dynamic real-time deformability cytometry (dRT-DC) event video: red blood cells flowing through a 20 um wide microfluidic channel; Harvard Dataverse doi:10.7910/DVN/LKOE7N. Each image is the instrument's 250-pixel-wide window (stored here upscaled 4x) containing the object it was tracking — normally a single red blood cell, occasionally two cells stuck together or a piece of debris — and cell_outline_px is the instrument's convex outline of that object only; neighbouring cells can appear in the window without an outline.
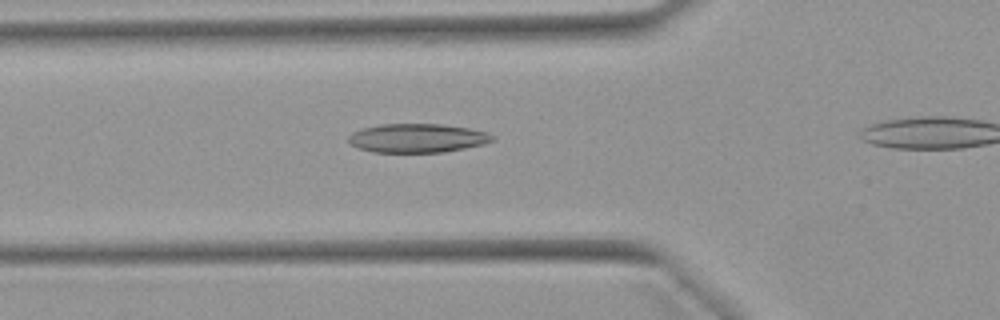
{"species": "Egyptian fruit bat (a non-hibernating species)", "species_latin": "Rousettus aegyptiacus", "temperature_condition": "warm", "stored_images_in_passage": 31, "camera_frame_rate_fps": 3000, "um_per_image_px": 0.085, "animal": {"sex": "female"}, "frame": {"image": 1, "passage_image": 8, "time_ms": 2.333, "image_size_px": [1000, 320], "cell_outline_px": [[496, 136], [492, 140], [484, 144], [444, 152], [372, 152], [356, 148], [348, 144], [348, 136], [352, 132], [360, 128], [380, 124], [440, 124], [468, 128], [488, 132]], "centroid_in_image_um": [35.42, 11.74], "position_along_channel_um": 90.4, "area_um2": 24.45}}
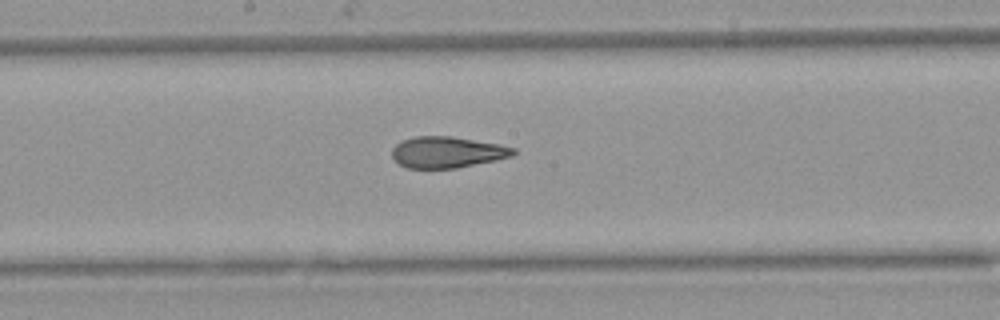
{"frame": {"image": 2, "passage_image": 17, "time_ms": 5.333, "image_size_px": [1000, 320], "cell_outline_px": [[516, 152], [512, 156], [496, 160], [456, 168], [408, 168], [400, 164], [392, 156], [392, 148], [400, 140], [412, 136], [452, 136], [500, 144], [516, 148]], "centroid_in_image_um": [38.01, 12.92], "position_along_channel_um": 210.2, "area_um2": 22.2}}
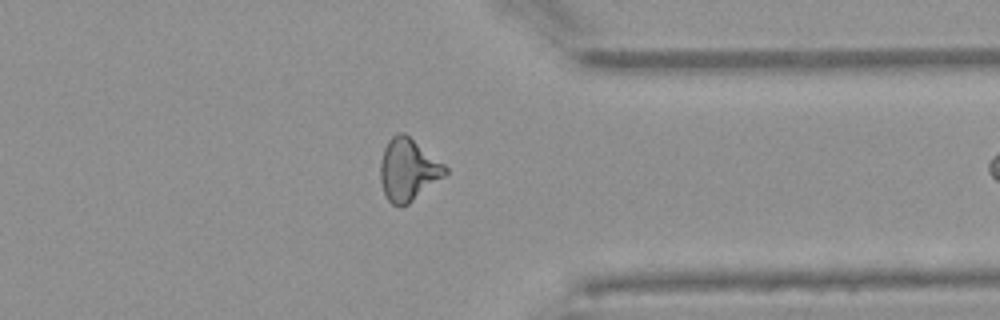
{"frame": {"image": 3, "passage_image": 30, "time_ms": 9.667, "image_size_px": [1000, 320], "cell_outline_px": [[448, 172], [444, 176], [408, 204], [400, 208], [392, 204], [388, 200], [384, 192], [380, 180], [380, 160], [384, 148], [388, 140], [392, 136], [400, 132], [404, 132], [444, 164], [448, 168]], "centroid_in_image_um": [34.67, 14.43], "position_along_channel_um": 376.7, "area_um2": 23.41}}